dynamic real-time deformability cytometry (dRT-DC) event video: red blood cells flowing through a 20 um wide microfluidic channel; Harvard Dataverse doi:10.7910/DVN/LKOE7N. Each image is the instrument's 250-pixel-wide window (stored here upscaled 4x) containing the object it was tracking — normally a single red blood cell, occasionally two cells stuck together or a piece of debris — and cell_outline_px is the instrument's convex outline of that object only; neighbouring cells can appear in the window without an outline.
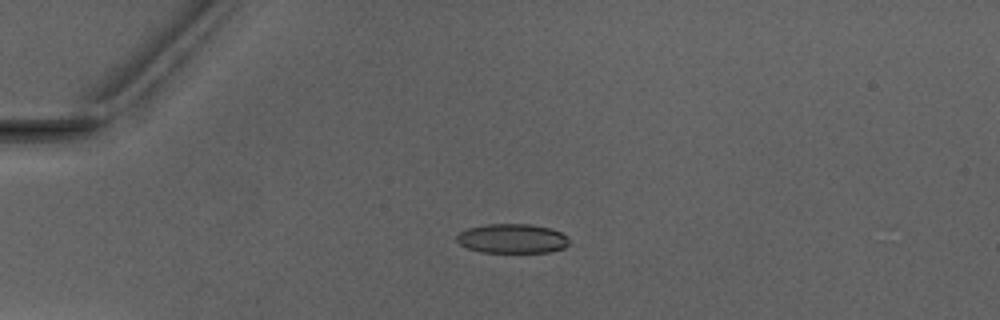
{"species": "Egyptian fruit bat (a non-hibernating species)", "species_latin": "Rousettus aegyptiacus", "temperature_condition": "warm", "stored_images_in_passage": 5, "camera_frame_rate_fps": 3000, "um_per_image_px": 0.085, "animal": {"sex": "male"}, "frame": {"image": 1, "passage_image": 3, "time_ms": 3.333, "image_size_px": [1000, 320], "cell_outline_px": [[568, 244], [564, 248], [548, 252], [480, 252], [468, 248], [460, 244], [456, 240], [456, 236], [460, 232], [468, 228], [484, 224], [532, 224], [548, 228], [560, 232], [568, 236]], "centroid_in_image_um": [43.52, 20.27], "position_along_channel_um": 41.5, "area_um2": 19.25}}
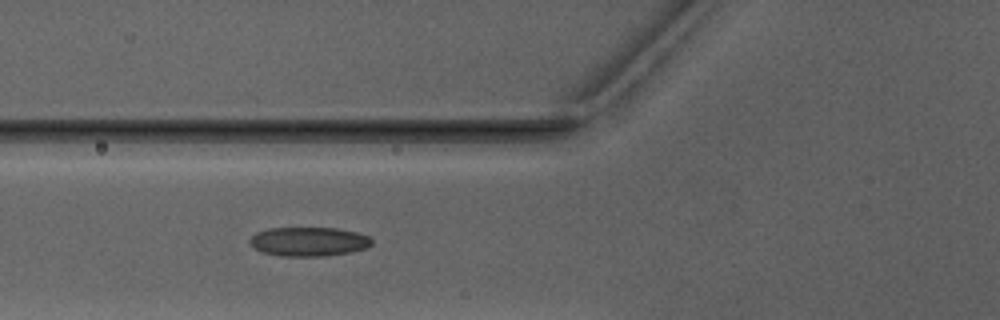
{"frame": {"image": 2, "passage_image": 5, "time_ms": 5.667, "image_size_px": [1000, 320], "cell_outline_px": [[372, 244], [368, 248], [352, 252], [324, 256], [280, 256], [264, 252], [248, 244], [248, 240], [256, 232], [268, 228], [336, 228], [356, 232], [368, 236], [372, 240]], "centroid_in_image_um": [26.25, 20.54], "position_along_channel_um": 99.6, "area_um2": 20.81}}